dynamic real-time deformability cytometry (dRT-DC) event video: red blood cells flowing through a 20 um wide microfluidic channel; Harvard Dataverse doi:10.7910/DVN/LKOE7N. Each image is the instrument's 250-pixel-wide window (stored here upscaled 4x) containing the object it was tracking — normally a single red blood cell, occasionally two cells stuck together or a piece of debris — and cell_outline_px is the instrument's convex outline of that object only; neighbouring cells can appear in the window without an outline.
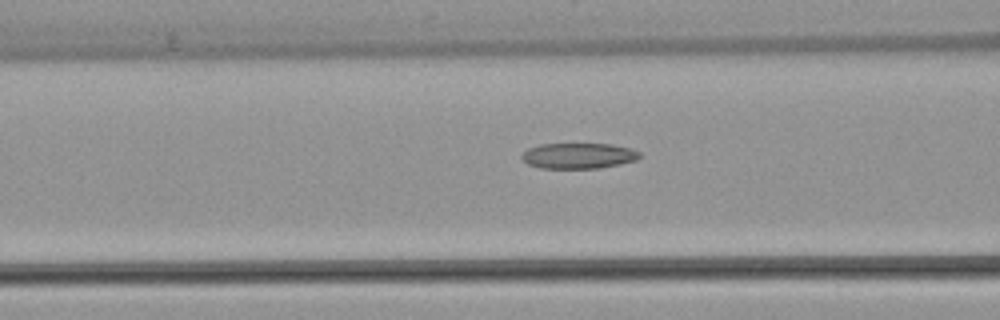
{"species": "common noctule bat (a hibernating species)", "species_latin": "Nyctalus noctula", "temperature_condition": "warm", "stored_images_in_passage": 20, "camera_frame_rate_fps": 3000, "um_per_image_px": 0.085, "animal": {"sex": "female", "body_mass_g": 22.7, "forearm_length_mm": 54.2}, "frame": {"image": 1, "passage_image": 12, "time_ms": 3.667, "image_size_px": [1000, 320], "cell_outline_px": [[640, 156], [636, 160], [620, 164], [600, 168], [540, 168], [528, 164], [520, 156], [528, 148], [540, 144], [612, 144], [632, 148], [640, 152]], "centroid_in_image_um": [49.18, 13.24], "position_along_channel_um": 117.4, "area_um2": 17.63}}
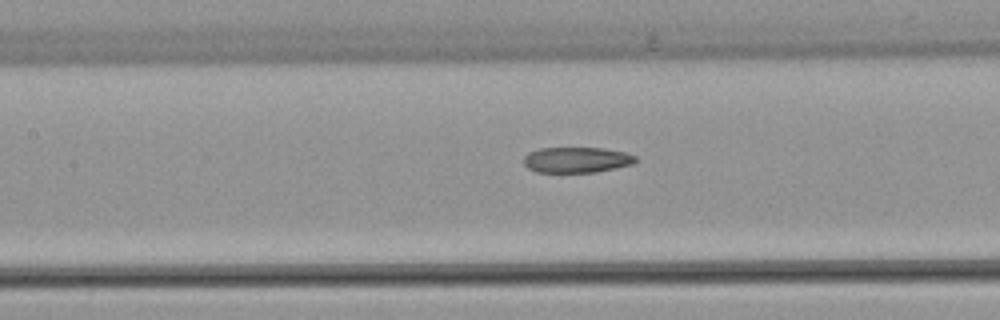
{"frame": {"image": 2, "passage_image": 15, "time_ms": 4.667, "image_size_px": [1000, 320], "cell_outline_px": [[636, 160], [632, 164], [616, 168], [596, 172], [536, 172], [528, 168], [524, 164], [524, 156], [528, 152], [540, 148], [604, 148], [624, 152], [636, 156]], "centroid_in_image_um": [49.0, 13.59], "position_along_channel_um": 158.4, "area_um2": 16.7}}